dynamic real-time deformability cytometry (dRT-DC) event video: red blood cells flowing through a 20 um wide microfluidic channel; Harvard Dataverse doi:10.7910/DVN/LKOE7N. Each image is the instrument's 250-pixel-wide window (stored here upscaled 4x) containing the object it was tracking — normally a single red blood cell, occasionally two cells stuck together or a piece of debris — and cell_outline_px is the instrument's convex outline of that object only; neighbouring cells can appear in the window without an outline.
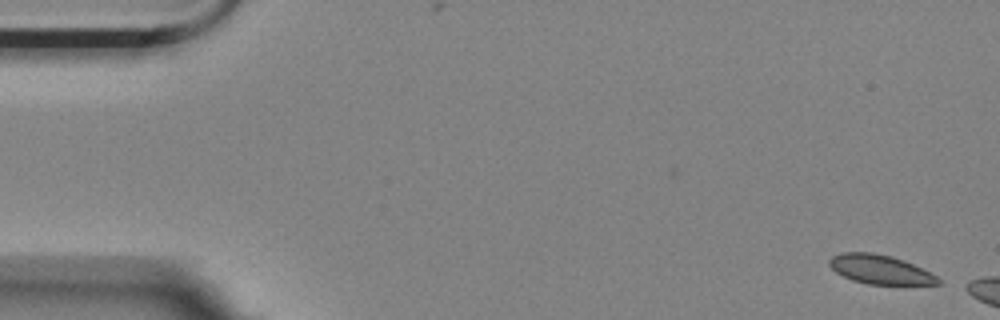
{"species": "Egyptian fruit bat (a non-hibernating species)", "species_latin": "Rousettus aegyptiacus", "temperature_condition": "room temperature", "stored_images_in_passage": 4, "camera_frame_rate_fps": 3000, "um_per_image_px": 0.085, "animal": {"sex": "female"}, "frame": {"image": 1, "passage_image": 1, "time_ms": 0.0, "image_size_px": [1000, 320], "cell_outline_px": [[940, 284], [868, 284], [852, 280], [836, 272], [828, 264], [828, 260], [832, 256], [840, 252], [872, 252], [892, 256], [904, 260], [936, 276], [940, 280]], "centroid_in_image_um": [74.75, 22.89], "position_along_channel_um": 10.2, "area_um2": 18.26}}